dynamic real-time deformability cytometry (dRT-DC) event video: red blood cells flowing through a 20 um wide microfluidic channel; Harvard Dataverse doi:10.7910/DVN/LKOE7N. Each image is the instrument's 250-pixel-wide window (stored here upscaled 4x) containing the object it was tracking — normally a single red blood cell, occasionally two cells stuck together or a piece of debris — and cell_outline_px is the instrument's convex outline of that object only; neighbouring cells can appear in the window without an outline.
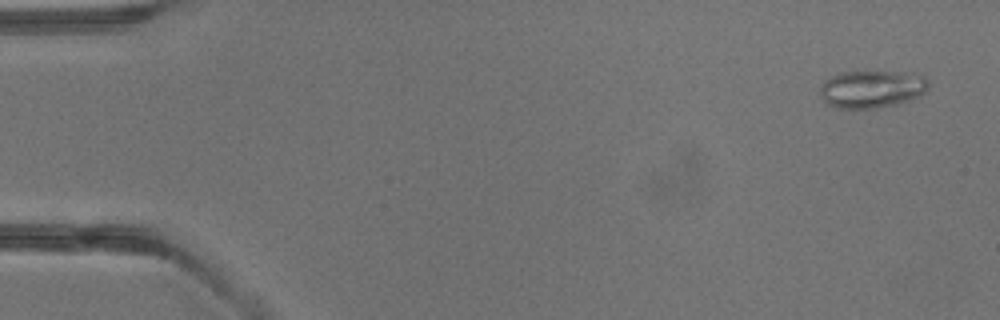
{"species": "common noctule bat (a hibernating species)", "species_latin": "Nyctalus noctula", "temperature_condition": "warm", "stored_images_in_passage": 4, "camera_frame_rate_fps": 3000, "um_per_image_px": 0.085, "animal": {"sex": "male", "body_mass_g": 13.3}, "frame": {"image": 1, "passage_image": 1, "time_ms": 0.0, "image_size_px": [1000, 320], "cell_outline_px": [[928, 88], [924, 92], [908, 100], [896, 104], [876, 108], [840, 108], [828, 104], [824, 100], [820, 92], [820, 88], [824, 80], [840, 72], [900, 72], [924, 76], [928, 80]], "centroid_in_image_um": [74.08, 7.56], "position_along_channel_um": 10.9, "area_um2": 23.35}}